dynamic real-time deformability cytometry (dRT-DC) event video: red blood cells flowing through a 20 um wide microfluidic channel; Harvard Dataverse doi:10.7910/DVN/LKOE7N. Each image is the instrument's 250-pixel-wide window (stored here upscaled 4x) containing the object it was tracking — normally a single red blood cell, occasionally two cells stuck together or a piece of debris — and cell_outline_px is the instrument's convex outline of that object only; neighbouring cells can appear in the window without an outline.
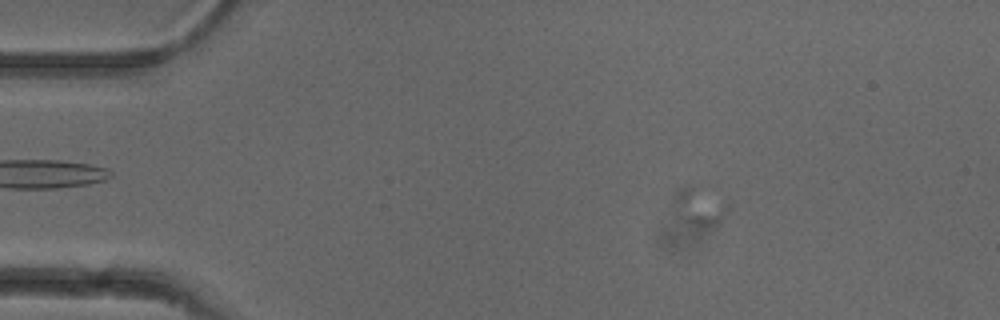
{"species": "common noctule bat (a hibernating species)", "species_latin": "Nyctalus noctula", "temperature_condition": "cold", "stored_images_in_passage": 11, "camera_frame_rate_fps": 3000, "um_per_image_px": 0.085, "animal": {"sex": "female"}, "frame": {"image": 1, "passage_image": 9, "time_ms": 2.667, "image_size_px": [1000, 320], "cell_outline_px": [[728, 212], [716, 224], [688, 224], [680, 220], [672, 212], [676, 192], [684, 192], [728, 200]], "centroid_in_image_um": [59.43, 17.73], "position_along_channel_um": 25.6, "area_um2": 10.29}}